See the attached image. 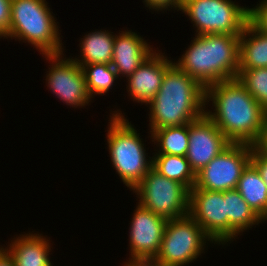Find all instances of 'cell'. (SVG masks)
<instances>
[{
  "label": "cell",
  "instance_id": "cell-31",
  "mask_svg": "<svg viewBox=\"0 0 267 266\" xmlns=\"http://www.w3.org/2000/svg\"><path fill=\"white\" fill-rule=\"evenodd\" d=\"M0 266H15L9 254L0 246Z\"/></svg>",
  "mask_w": 267,
  "mask_h": 266
},
{
  "label": "cell",
  "instance_id": "cell-28",
  "mask_svg": "<svg viewBox=\"0 0 267 266\" xmlns=\"http://www.w3.org/2000/svg\"><path fill=\"white\" fill-rule=\"evenodd\" d=\"M251 163L260 172L262 179L264 180L267 186V156L262 153L256 146H253Z\"/></svg>",
  "mask_w": 267,
  "mask_h": 266
},
{
  "label": "cell",
  "instance_id": "cell-1",
  "mask_svg": "<svg viewBox=\"0 0 267 266\" xmlns=\"http://www.w3.org/2000/svg\"><path fill=\"white\" fill-rule=\"evenodd\" d=\"M209 103L212 106L208 110ZM205 105V114L231 143L253 146L259 143L267 111L237 79L221 81L207 87Z\"/></svg>",
  "mask_w": 267,
  "mask_h": 266
},
{
  "label": "cell",
  "instance_id": "cell-22",
  "mask_svg": "<svg viewBox=\"0 0 267 266\" xmlns=\"http://www.w3.org/2000/svg\"><path fill=\"white\" fill-rule=\"evenodd\" d=\"M152 168L159 174L178 181L189 191L195 185L196 174L190 168L186 156H174L168 154H152Z\"/></svg>",
  "mask_w": 267,
  "mask_h": 266
},
{
  "label": "cell",
  "instance_id": "cell-16",
  "mask_svg": "<svg viewBox=\"0 0 267 266\" xmlns=\"http://www.w3.org/2000/svg\"><path fill=\"white\" fill-rule=\"evenodd\" d=\"M36 231L19 234L9 242L8 246L0 245L12 258L15 266H53L50 261L52 251L50 238Z\"/></svg>",
  "mask_w": 267,
  "mask_h": 266
},
{
  "label": "cell",
  "instance_id": "cell-30",
  "mask_svg": "<svg viewBox=\"0 0 267 266\" xmlns=\"http://www.w3.org/2000/svg\"><path fill=\"white\" fill-rule=\"evenodd\" d=\"M256 147L267 156V114L263 129V135Z\"/></svg>",
  "mask_w": 267,
  "mask_h": 266
},
{
  "label": "cell",
  "instance_id": "cell-3",
  "mask_svg": "<svg viewBox=\"0 0 267 266\" xmlns=\"http://www.w3.org/2000/svg\"><path fill=\"white\" fill-rule=\"evenodd\" d=\"M240 35H195L178 61L173 63L204 89L221 81L237 79Z\"/></svg>",
  "mask_w": 267,
  "mask_h": 266
},
{
  "label": "cell",
  "instance_id": "cell-17",
  "mask_svg": "<svg viewBox=\"0 0 267 266\" xmlns=\"http://www.w3.org/2000/svg\"><path fill=\"white\" fill-rule=\"evenodd\" d=\"M226 201V243L264 221L252 210L237 189L224 191ZM241 233V234H240Z\"/></svg>",
  "mask_w": 267,
  "mask_h": 266
},
{
  "label": "cell",
  "instance_id": "cell-12",
  "mask_svg": "<svg viewBox=\"0 0 267 266\" xmlns=\"http://www.w3.org/2000/svg\"><path fill=\"white\" fill-rule=\"evenodd\" d=\"M189 215L217 245H226V201L224 192L192 188Z\"/></svg>",
  "mask_w": 267,
  "mask_h": 266
},
{
  "label": "cell",
  "instance_id": "cell-18",
  "mask_svg": "<svg viewBox=\"0 0 267 266\" xmlns=\"http://www.w3.org/2000/svg\"><path fill=\"white\" fill-rule=\"evenodd\" d=\"M267 67V33L250 21L240 34L239 70Z\"/></svg>",
  "mask_w": 267,
  "mask_h": 266
},
{
  "label": "cell",
  "instance_id": "cell-11",
  "mask_svg": "<svg viewBox=\"0 0 267 266\" xmlns=\"http://www.w3.org/2000/svg\"><path fill=\"white\" fill-rule=\"evenodd\" d=\"M129 228V258L153 260L158 254L168 219L137 204Z\"/></svg>",
  "mask_w": 267,
  "mask_h": 266
},
{
  "label": "cell",
  "instance_id": "cell-21",
  "mask_svg": "<svg viewBox=\"0 0 267 266\" xmlns=\"http://www.w3.org/2000/svg\"><path fill=\"white\" fill-rule=\"evenodd\" d=\"M148 137L158 148L154 150L157 151L156 154L186 156L189 145V124L154 129Z\"/></svg>",
  "mask_w": 267,
  "mask_h": 266
},
{
  "label": "cell",
  "instance_id": "cell-29",
  "mask_svg": "<svg viewBox=\"0 0 267 266\" xmlns=\"http://www.w3.org/2000/svg\"><path fill=\"white\" fill-rule=\"evenodd\" d=\"M123 264L122 266H157L153 260L140 259H128Z\"/></svg>",
  "mask_w": 267,
  "mask_h": 266
},
{
  "label": "cell",
  "instance_id": "cell-5",
  "mask_svg": "<svg viewBox=\"0 0 267 266\" xmlns=\"http://www.w3.org/2000/svg\"><path fill=\"white\" fill-rule=\"evenodd\" d=\"M48 4L46 0H11V24L4 39L31 44L42 55L63 53L59 22Z\"/></svg>",
  "mask_w": 267,
  "mask_h": 266
},
{
  "label": "cell",
  "instance_id": "cell-23",
  "mask_svg": "<svg viewBox=\"0 0 267 266\" xmlns=\"http://www.w3.org/2000/svg\"><path fill=\"white\" fill-rule=\"evenodd\" d=\"M82 69L85 74L87 90L92 99L95 95L104 96L109 93L113 85L115 86V81L119 79L111 64L84 65Z\"/></svg>",
  "mask_w": 267,
  "mask_h": 266
},
{
  "label": "cell",
  "instance_id": "cell-14",
  "mask_svg": "<svg viewBox=\"0 0 267 266\" xmlns=\"http://www.w3.org/2000/svg\"><path fill=\"white\" fill-rule=\"evenodd\" d=\"M164 54L156 49L126 78L128 97L130 96L133 102L146 106L159 91L165 72L173 64V60Z\"/></svg>",
  "mask_w": 267,
  "mask_h": 266
},
{
  "label": "cell",
  "instance_id": "cell-24",
  "mask_svg": "<svg viewBox=\"0 0 267 266\" xmlns=\"http://www.w3.org/2000/svg\"><path fill=\"white\" fill-rule=\"evenodd\" d=\"M237 80L267 111V67L239 70Z\"/></svg>",
  "mask_w": 267,
  "mask_h": 266
},
{
  "label": "cell",
  "instance_id": "cell-7",
  "mask_svg": "<svg viewBox=\"0 0 267 266\" xmlns=\"http://www.w3.org/2000/svg\"><path fill=\"white\" fill-rule=\"evenodd\" d=\"M208 241L215 245L190 215L170 219L165 227L160 250L153 261L157 266H187L205 253Z\"/></svg>",
  "mask_w": 267,
  "mask_h": 266
},
{
  "label": "cell",
  "instance_id": "cell-27",
  "mask_svg": "<svg viewBox=\"0 0 267 266\" xmlns=\"http://www.w3.org/2000/svg\"><path fill=\"white\" fill-rule=\"evenodd\" d=\"M11 24V0H0V38L4 39Z\"/></svg>",
  "mask_w": 267,
  "mask_h": 266
},
{
  "label": "cell",
  "instance_id": "cell-13",
  "mask_svg": "<svg viewBox=\"0 0 267 266\" xmlns=\"http://www.w3.org/2000/svg\"><path fill=\"white\" fill-rule=\"evenodd\" d=\"M231 142L216 124L204 113L189 123V145L186 159L196 174Z\"/></svg>",
  "mask_w": 267,
  "mask_h": 266
},
{
  "label": "cell",
  "instance_id": "cell-4",
  "mask_svg": "<svg viewBox=\"0 0 267 266\" xmlns=\"http://www.w3.org/2000/svg\"><path fill=\"white\" fill-rule=\"evenodd\" d=\"M110 111L106 136L110 162L123 184L133 191L152 168V157L146 153L141 133H137L125 113L117 108Z\"/></svg>",
  "mask_w": 267,
  "mask_h": 266
},
{
  "label": "cell",
  "instance_id": "cell-19",
  "mask_svg": "<svg viewBox=\"0 0 267 266\" xmlns=\"http://www.w3.org/2000/svg\"><path fill=\"white\" fill-rule=\"evenodd\" d=\"M115 33L106 30L87 32L80 40V56L72 59L81 67L91 64H111Z\"/></svg>",
  "mask_w": 267,
  "mask_h": 266
},
{
  "label": "cell",
  "instance_id": "cell-2",
  "mask_svg": "<svg viewBox=\"0 0 267 266\" xmlns=\"http://www.w3.org/2000/svg\"><path fill=\"white\" fill-rule=\"evenodd\" d=\"M205 106V89L173 63L165 72L159 91L147 104L148 133L189 124L205 113Z\"/></svg>",
  "mask_w": 267,
  "mask_h": 266
},
{
  "label": "cell",
  "instance_id": "cell-15",
  "mask_svg": "<svg viewBox=\"0 0 267 266\" xmlns=\"http://www.w3.org/2000/svg\"><path fill=\"white\" fill-rule=\"evenodd\" d=\"M146 41L140 34L138 35L132 30H119V33H115L111 66L118 77L127 78L133 74L156 50Z\"/></svg>",
  "mask_w": 267,
  "mask_h": 266
},
{
  "label": "cell",
  "instance_id": "cell-8",
  "mask_svg": "<svg viewBox=\"0 0 267 266\" xmlns=\"http://www.w3.org/2000/svg\"><path fill=\"white\" fill-rule=\"evenodd\" d=\"M133 193L142 207L168 220L189 215V190L153 168L133 189Z\"/></svg>",
  "mask_w": 267,
  "mask_h": 266
},
{
  "label": "cell",
  "instance_id": "cell-10",
  "mask_svg": "<svg viewBox=\"0 0 267 266\" xmlns=\"http://www.w3.org/2000/svg\"><path fill=\"white\" fill-rule=\"evenodd\" d=\"M65 53L42 55L49 66L45 76L48 89L70 108L89 106L93 100L88 93L82 67Z\"/></svg>",
  "mask_w": 267,
  "mask_h": 266
},
{
  "label": "cell",
  "instance_id": "cell-25",
  "mask_svg": "<svg viewBox=\"0 0 267 266\" xmlns=\"http://www.w3.org/2000/svg\"><path fill=\"white\" fill-rule=\"evenodd\" d=\"M249 21L260 31L267 33V0L249 8Z\"/></svg>",
  "mask_w": 267,
  "mask_h": 266
},
{
  "label": "cell",
  "instance_id": "cell-6",
  "mask_svg": "<svg viewBox=\"0 0 267 266\" xmlns=\"http://www.w3.org/2000/svg\"><path fill=\"white\" fill-rule=\"evenodd\" d=\"M249 8L232 0H183L179 11L189 17L194 35H240L249 21Z\"/></svg>",
  "mask_w": 267,
  "mask_h": 266
},
{
  "label": "cell",
  "instance_id": "cell-9",
  "mask_svg": "<svg viewBox=\"0 0 267 266\" xmlns=\"http://www.w3.org/2000/svg\"><path fill=\"white\" fill-rule=\"evenodd\" d=\"M253 145L231 143L196 173L192 188L224 192L236 189L245 168L251 163Z\"/></svg>",
  "mask_w": 267,
  "mask_h": 266
},
{
  "label": "cell",
  "instance_id": "cell-26",
  "mask_svg": "<svg viewBox=\"0 0 267 266\" xmlns=\"http://www.w3.org/2000/svg\"><path fill=\"white\" fill-rule=\"evenodd\" d=\"M183 0H143L145 7L149 10L164 12L165 10H177L179 11Z\"/></svg>",
  "mask_w": 267,
  "mask_h": 266
},
{
  "label": "cell",
  "instance_id": "cell-20",
  "mask_svg": "<svg viewBox=\"0 0 267 266\" xmlns=\"http://www.w3.org/2000/svg\"><path fill=\"white\" fill-rule=\"evenodd\" d=\"M236 189L252 210L265 222L267 220V186L252 163L242 172Z\"/></svg>",
  "mask_w": 267,
  "mask_h": 266
}]
</instances>
